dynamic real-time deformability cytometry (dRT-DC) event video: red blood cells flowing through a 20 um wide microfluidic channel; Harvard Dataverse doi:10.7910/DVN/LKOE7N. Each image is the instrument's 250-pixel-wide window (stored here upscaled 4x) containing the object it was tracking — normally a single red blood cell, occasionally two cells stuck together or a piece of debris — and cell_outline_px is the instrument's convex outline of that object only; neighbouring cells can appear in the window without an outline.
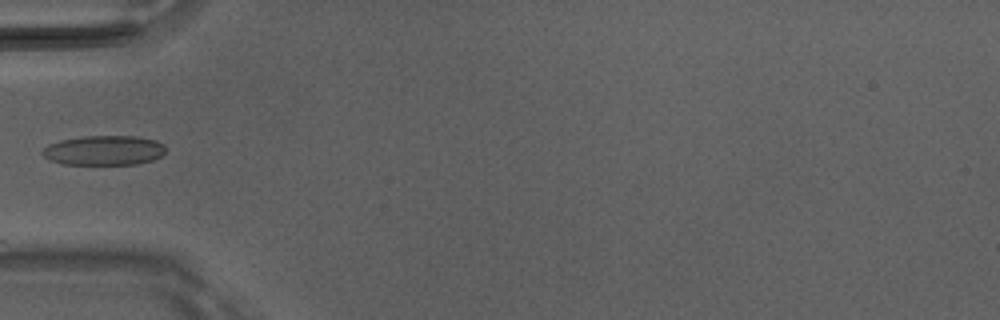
{"species": "Egyptian fruit bat (a non-hibernating species)", "species_latin": "Rousettus aegyptiacus", "temperature_condition": "room temperature", "stored_images_in_passage": 3, "camera_frame_rate_fps": 3000, "um_per_image_px": 0.085, "animal": {"sex": "male"}, "frame": {"image": 1, "passage_image": 3, "time_ms": 0.667, "image_size_px": [1000, 320], "cell_outline_px": [[164, 152], [160, 156], [152, 160], [136, 164], [60, 164], [44, 156], [40, 152], [48, 144], [60, 140], [84, 136], [136, 136], [156, 140], [164, 144]], "centroid_in_image_um": [8.83, 12.77], "position_along_channel_um": 76.2, "area_um2": 21.27}}